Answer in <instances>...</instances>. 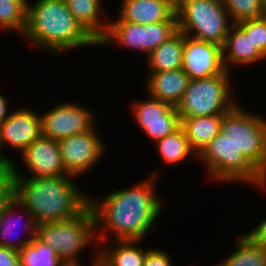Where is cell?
Here are the masks:
<instances>
[{
	"instance_id": "1",
	"label": "cell",
	"mask_w": 266,
	"mask_h": 266,
	"mask_svg": "<svg viewBox=\"0 0 266 266\" xmlns=\"http://www.w3.org/2000/svg\"><path fill=\"white\" fill-rule=\"evenodd\" d=\"M154 171L127 188L111 191L103 197H89L98 244L110 238L111 241L143 240L155 227L164 202L155 186L161 173Z\"/></svg>"
},
{
	"instance_id": "2",
	"label": "cell",
	"mask_w": 266,
	"mask_h": 266,
	"mask_svg": "<svg viewBox=\"0 0 266 266\" xmlns=\"http://www.w3.org/2000/svg\"><path fill=\"white\" fill-rule=\"evenodd\" d=\"M20 38L27 40L28 46L52 55L98 46L64 0H27L26 27Z\"/></svg>"
},
{
	"instance_id": "3",
	"label": "cell",
	"mask_w": 266,
	"mask_h": 266,
	"mask_svg": "<svg viewBox=\"0 0 266 266\" xmlns=\"http://www.w3.org/2000/svg\"><path fill=\"white\" fill-rule=\"evenodd\" d=\"M76 181L74 176L16 178L15 198L37 224L65 221L89 206V194Z\"/></svg>"
},
{
	"instance_id": "4",
	"label": "cell",
	"mask_w": 266,
	"mask_h": 266,
	"mask_svg": "<svg viewBox=\"0 0 266 266\" xmlns=\"http://www.w3.org/2000/svg\"><path fill=\"white\" fill-rule=\"evenodd\" d=\"M36 237L53 248L67 266H84L81 252H84L85 248L94 246L92 266H97L98 243L95 216L90 206L77 217L65 221L37 224Z\"/></svg>"
},
{
	"instance_id": "5",
	"label": "cell",
	"mask_w": 266,
	"mask_h": 266,
	"mask_svg": "<svg viewBox=\"0 0 266 266\" xmlns=\"http://www.w3.org/2000/svg\"><path fill=\"white\" fill-rule=\"evenodd\" d=\"M207 178L220 184L240 183L263 190L262 174L236 150L220 131L197 157Z\"/></svg>"
},
{
	"instance_id": "6",
	"label": "cell",
	"mask_w": 266,
	"mask_h": 266,
	"mask_svg": "<svg viewBox=\"0 0 266 266\" xmlns=\"http://www.w3.org/2000/svg\"><path fill=\"white\" fill-rule=\"evenodd\" d=\"M233 73L222 74L207 79H190L187 89L176 106L179 118L225 115L238 103L231 82ZM233 83V84H232Z\"/></svg>"
},
{
	"instance_id": "7",
	"label": "cell",
	"mask_w": 266,
	"mask_h": 266,
	"mask_svg": "<svg viewBox=\"0 0 266 266\" xmlns=\"http://www.w3.org/2000/svg\"><path fill=\"white\" fill-rule=\"evenodd\" d=\"M178 30L223 46L232 22L222 0H176Z\"/></svg>"
},
{
	"instance_id": "8",
	"label": "cell",
	"mask_w": 266,
	"mask_h": 266,
	"mask_svg": "<svg viewBox=\"0 0 266 266\" xmlns=\"http://www.w3.org/2000/svg\"><path fill=\"white\" fill-rule=\"evenodd\" d=\"M224 137L261 173L266 171V117L238 103L221 123Z\"/></svg>"
},
{
	"instance_id": "9",
	"label": "cell",
	"mask_w": 266,
	"mask_h": 266,
	"mask_svg": "<svg viewBox=\"0 0 266 266\" xmlns=\"http://www.w3.org/2000/svg\"><path fill=\"white\" fill-rule=\"evenodd\" d=\"M178 31L177 21H162L152 24H135L121 21L117 16L108 21L105 35L98 47L120 46L119 48L139 51L145 58L159 45ZM111 44V45H110Z\"/></svg>"
},
{
	"instance_id": "10",
	"label": "cell",
	"mask_w": 266,
	"mask_h": 266,
	"mask_svg": "<svg viewBox=\"0 0 266 266\" xmlns=\"http://www.w3.org/2000/svg\"><path fill=\"white\" fill-rule=\"evenodd\" d=\"M95 125L91 130L58 140L66 172L76 178L95 168L108 148Z\"/></svg>"
},
{
	"instance_id": "11",
	"label": "cell",
	"mask_w": 266,
	"mask_h": 266,
	"mask_svg": "<svg viewBox=\"0 0 266 266\" xmlns=\"http://www.w3.org/2000/svg\"><path fill=\"white\" fill-rule=\"evenodd\" d=\"M55 106V107H54ZM40 112L41 136L60 140L91 130L96 124L92 109L76 102L66 101ZM87 107V108H86Z\"/></svg>"
},
{
	"instance_id": "12",
	"label": "cell",
	"mask_w": 266,
	"mask_h": 266,
	"mask_svg": "<svg viewBox=\"0 0 266 266\" xmlns=\"http://www.w3.org/2000/svg\"><path fill=\"white\" fill-rule=\"evenodd\" d=\"M146 97L133 100L130 113L142 133L156 143L180 127V118L176 107L149 95Z\"/></svg>"
},
{
	"instance_id": "13",
	"label": "cell",
	"mask_w": 266,
	"mask_h": 266,
	"mask_svg": "<svg viewBox=\"0 0 266 266\" xmlns=\"http://www.w3.org/2000/svg\"><path fill=\"white\" fill-rule=\"evenodd\" d=\"M20 157L25 169L30 172L24 170L29 174L20 173L17 167L19 164L13 160L11 166L16 178L72 176L64 168L57 140L40 136L20 154Z\"/></svg>"
},
{
	"instance_id": "14",
	"label": "cell",
	"mask_w": 266,
	"mask_h": 266,
	"mask_svg": "<svg viewBox=\"0 0 266 266\" xmlns=\"http://www.w3.org/2000/svg\"><path fill=\"white\" fill-rule=\"evenodd\" d=\"M41 136L40 112L22 106L11 110L0 124V150L12 163L15 158L5 155L4 150L13 149L21 154L32 142ZM4 149V150H3Z\"/></svg>"
},
{
	"instance_id": "15",
	"label": "cell",
	"mask_w": 266,
	"mask_h": 266,
	"mask_svg": "<svg viewBox=\"0 0 266 266\" xmlns=\"http://www.w3.org/2000/svg\"><path fill=\"white\" fill-rule=\"evenodd\" d=\"M183 71L190 79H207L222 74V46L184 35Z\"/></svg>"
},
{
	"instance_id": "16",
	"label": "cell",
	"mask_w": 266,
	"mask_h": 266,
	"mask_svg": "<svg viewBox=\"0 0 266 266\" xmlns=\"http://www.w3.org/2000/svg\"><path fill=\"white\" fill-rule=\"evenodd\" d=\"M19 221L24 225L22 226L23 231L21 234L25 233V236L17 233L21 227V224L19 225L18 223ZM36 231L37 223L34 221L33 215L16 198L0 214V246L2 247L20 251L32 242L36 237Z\"/></svg>"
},
{
	"instance_id": "17",
	"label": "cell",
	"mask_w": 266,
	"mask_h": 266,
	"mask_svg": "<svg viewBox=\"0 0 266 266\" xmlns=\"http://www.w3.org/2000/svg\"><path fill=\"white\" fill-rule=\"evenodd\" d=\"M266 61V56L238 25L232 24L222 46L224 69L232 73L234 67H249ZM233 67V68H232Z\"/></svg>"
},
{
	"instance_id": "18",
	"label": "cell",
	"mask_w": 266,
	"mask_h": 266,
	"mask_svg": "<svg viewBox=\"0 0 266 266\" xmlns=\"http://www.w3.org/2000/svg\"><path fill=\"white\" fill-rule=\"evenodd\" d=\"M117 17L135 24L177 21L176 0H121Z\"/></svg>"
},
{
	"instance_id": "19",
	"label": "cell",
	"mask_w": 266,
	"mask_h": 266,
	"mask_svg": "<svg viewBox=\"0 0 266 266\" xmlns=\"http://www.w3.org/2000/svg\"><path fill=\"white\" fill-rule=\"evenodd\" d=\"M146 74V94L176 107L190 81L189 76L183 69Z\"/></svg>"
},
{
	"instance_id": "20",
	"label": "cell",
	"mask_w": 266,
	"mask_h": 266,
	"mask_svg": "<svg viewBox=\"0 0 266 266\" xmlns=\"http://www.w3.org/2000/svg\"><path fill=\"white\" fill-rule=\"evenodd\" d=\"M142 240H115L98 244L97 266H143L151 248H142ZM113 245V246H112Z\"/></svg>"
},
{
	"instance_id": "21",
	"label": "cell",
	"mask_w": 266,
	"mask_h": 266,
	"mask_svg": "<svg viewBox=\"0 0 266 266\" xmlns=\"http://www.w3.org/2000/svg\"><path fill=\"white\" fill-rule=\"evenodd\" d=\"M103 1L104 0H64L68 10L97 42L105 35L108 27V19H106V22L104 19L105 12L103 11Z\"/></svg>"
},
{
	"instance_id": "22",
	"label": "cell",
	"mask_w": 266,
	"mask_h": 266,
	"mask_svg": "<svg viewBox=\"0 0 266 266\" xmlns=\"http://www.w3.org/2000/svg\"><path fill=\"white\" fill-rule=\"evenodd\" d=\"M184 34L178 30L173 36L159 45L144 60L147 73L177 70L183 63ZM148 67V68H147Z\"/></svg>"
},
{
	"instance_id": "23",
	"label": "cell",
	"mask_w": 266,
	"mask_h": 266,
	"mask_svg": "<svg viewBox=\"0 0 266 266\" xmlns=\"http://www.w3.org/2000/svg\"><path fill=\"white\" fill-rule=\"evenodd\" d=\"M224 115L181 118L180 127L183 129L191 149L197 154L221 131Z\"/></svg>"
},
{
	"instance_id": "24",
	"label": "cell",
	"mask_w": 266,
	"mask_h": 266,
	"mask_svg": "<svg viewBox=\"0 0 266 266\" xmlns=\"http://www.w3.org/2000/svg\"><path fill=\"white\" fill-rule=\"evenodd\" d=\"M234 247L216 266H266V248L257 244L247 233L238 234Z\"/></svg>"
},
{
	"instance_id": "25",
	"label": "cell",
	"mask_w": 266,
	"mask_h": 266,
	"mask_svg": "<svg viewBox=\"0 0 266 266\" xmlns=\"http://www.w3.org/2000/svg\"><path fill=\"white\" fill-rule=\"evenodd\" d=\"M153 146L157 150L158 158L160 157L162 163L166 165L176 166L184 161L186 162V159H191V157L195 158V161H197L198 156L191 149L188 139L181 127L158 140Z\"/></svg>"
},
{
	"instance_id": "26",
	"label": "cell",
	"mask_w": 266,
	"mask_h": 266,
	"mask_svg": "<svg viewBox=\"0 0 266 266\" xmlns=\"http://www.w3.org/2000/svg\"><path fill=\"white\" fill-rule=\"evenodd\" d=\"M21 266H67L49 245L35 237L19 251Z\"/></svg>"
},
{
	"instance_id": "27",
	"label": "cell",
	"mask_w": 266,
	"mask_h": 266,
	"mask_svg": "<svg viewBox=\"0 0 266 266\" xmlns=\"http://www.w3.org/2000/svg\"><path fill=\"white\" fill-rule=\"evenodd\" d=\"M27 0H0V29L23 35L26 27Z\"/></svg>"
},
{
	"instance_id": "28",
	"label": "cell",
	"mask_w": 266,
	"mask_h": 266,
	"mask_svg": "<svg viewBox=\"0 0 266 266\" xmlns=\"http://www.w3.org/2000/svg\"><path fill=\"white\" fill-rule=\"evenodd\" d=\"M222 3L233 24L266 15V4L263 0H222Z\"/></svg>"
},
{
	"instance_id": "29",
	"label": "cell",
	"mask_w": 266,
	"mask_h": 266,
	"mask_svg": "<svg viewBox=\"0 0 266 266\" xmlns=\"http://www.w3.org/2000/svg\"><path fill=\"white\" fill-rule=\"evenodd\" d=\"M257 48L266 56V15L257 19L243 20L237 23Z\"/></svg>"
},
{
	"instance_id": "30",
	"label": "cell",
	"mask_w": 266,
	"mask_h": 266,
	"mask_svg": "<svg viewBox=\"0 0 266 266\" xmlns=\"http://www.w3.org/2000/svg\"><path fill=\"white\" fill-rule=\"evenodd\" d=\"M16 175L12 166L0 170V214L15 199Z\"/></svg>"
},
{
	"instance_id": "31",
	"label": "cell",
	"mask_w": 266,
	"mask_h": 266,
	"mask_svg": "<svg viewBox=\"0 0 266 266\" xmlns=\"http://www.w3.org/2000/svg\"><path fill=\"white\" fill-rule=\"evenodd\" d=\"M143 266H174L172 256L166 250L153 248L147 252Z\"/></svg>"
},
{
	"instance_id": "32",
	"label": "cell",
	"mask_w": 266,
	"mask_h": 266,
	"mask_svg": "<svg viewBox=\"0 0 266 266\" xmlns=\"http://www.w3.org/2000/svg\"><path fill=\"white\" fill-rule=\"evenodd\" d=\"M0 266H21L19 251L0 246Z\"/></svg>"
},
{
	"instance_id": "33",
	"label": "cell",
	"mask_w": 266,
	"mask_h": 266,
	"mask_svg": "<svg viewBox=\"0 0 266 266\" xmlns=\"http://www.w3.org/2000/svg\"><path fill=\"white\" fill-rule=\"evenodd\" d=\"M261 222L255 226L254 229L246 232L257 244L262 245L266 248V217L261 218Z\"/></svg>"
},
{
	"instance_id": "34",
	"label": "cell",
	"mask_w": 266,
	"mask_h": 266,
	"mask_svg": "<svg viewBox=\"0 0 266 266\" xmlns=\"http://www.w3.org/2000/svg\"><path fill=\"white\" fill-rule=\"evenodd\" d=\"M6 95L4 96L0 92V124L7 118L10 112L9 107V99H7ZM9 109V110H8Z\"/></svg>"
},
{
	"instance_id": "35",
	"label": "cell",
	"mask_w": 266,
	"mask_h": 266,
	"mask_svg": "<svg viewBox=\"0 0 266 266\" xmlns=\"http://www.w3.org/2000/svg\"><path fill=\"white\" fill-rule=\"evenodd\" d=\"M11 166V162L2 154L0 150V170Z\"/></svg>"
},
{
	"instance_id": "36",
	"label": "cell",
	"mask_w": 266,
	"mask_h": 266,
	"mask_svg": "<svg viewBox=\"0 0 266 266\" xmlns=\"http://www.w3.org/2000/svg\"><path fill=\"white\" fill-rule=\"evenodd\" d=\"M263 177V190L262 192L266 191V171L262 174Z\"/></svg>"
}]
</instances>
